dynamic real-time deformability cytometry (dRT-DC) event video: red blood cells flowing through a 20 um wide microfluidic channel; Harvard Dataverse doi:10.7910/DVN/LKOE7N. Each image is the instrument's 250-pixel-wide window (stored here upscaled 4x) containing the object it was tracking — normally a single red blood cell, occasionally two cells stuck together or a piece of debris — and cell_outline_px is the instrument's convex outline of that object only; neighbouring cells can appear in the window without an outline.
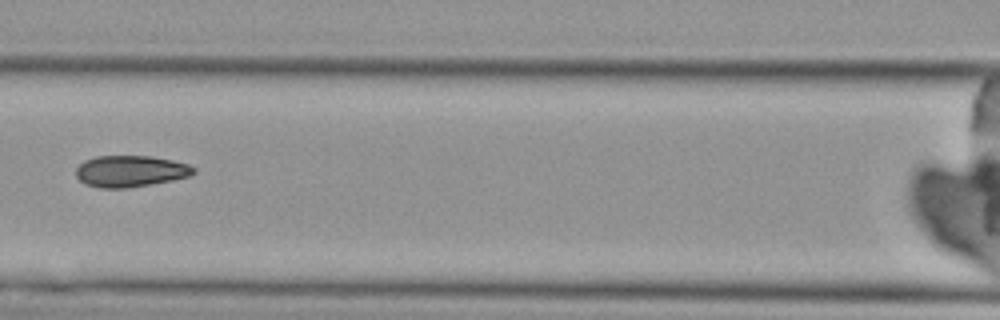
{"species": "Egyptian fruit bat (a non-hibernating species)", "species_latin": "Rousettus aegyptiacus", "temperature_condition": "cold", "stored_images_in_passage": 6, "camera_frame_rate_fps": 3000, "um_per_image_px": 0.085, "animal": {"sex": "female"}, "frame": {"image": 1, "passage_image": 6, "time_ms": 7.0, "image_size_px": [1000, 320], "cell_outline_px": [[196, 172], [188, 176], [172, 180], [128, 188], [100, 188], [84, 184], [76, 176], [76, 168], [84, 160], [96, 156], [152, 156], [172, 160], [188, 164], [196, 168]], "centroid_in_image_um": [11.07, 14.55], "position_along_channel_um": 155.5, "area_um2": 21.62}}